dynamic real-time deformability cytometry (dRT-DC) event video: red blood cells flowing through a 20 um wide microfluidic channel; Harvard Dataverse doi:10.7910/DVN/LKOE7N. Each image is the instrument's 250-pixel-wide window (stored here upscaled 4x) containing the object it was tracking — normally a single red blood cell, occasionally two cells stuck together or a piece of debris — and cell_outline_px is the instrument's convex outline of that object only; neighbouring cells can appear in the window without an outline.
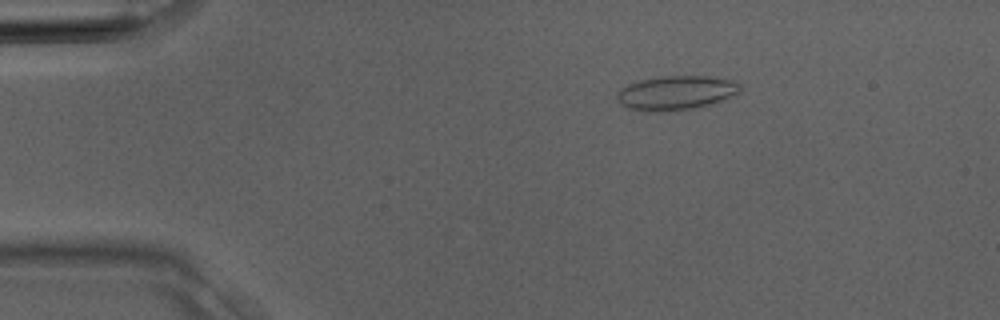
{"species": "Egyptian fruit bat (a non-hibernating species)", "species_latin": "Rousettus aegyptiacus", "temperature_condition": "room temperature", "stored_images_in_passage": 2, "camera_frame_rate_fps": 3000, "um_per_image_px": 0.085, "animal": {"sex": "male"}, "frame": {"image": 1, "passage_image": 1, "time_ms": 0.0, "image_size_px": [1000, 320], "cell_outline_px": [[740, 92], [736, 96], [712, 104], [696, 108], [664, 112], [644, 112], [628, 108], [620, 104], [616, 100], [616, 92], [620, 88], [628, 84], [640, 80], [660, 76], [712, 76], [736, 80], [740, 84]], "centroid_in_image_um": [57.48, 7.9], "position_along_channel_um": 27.5, "area_um2": 25.32}}